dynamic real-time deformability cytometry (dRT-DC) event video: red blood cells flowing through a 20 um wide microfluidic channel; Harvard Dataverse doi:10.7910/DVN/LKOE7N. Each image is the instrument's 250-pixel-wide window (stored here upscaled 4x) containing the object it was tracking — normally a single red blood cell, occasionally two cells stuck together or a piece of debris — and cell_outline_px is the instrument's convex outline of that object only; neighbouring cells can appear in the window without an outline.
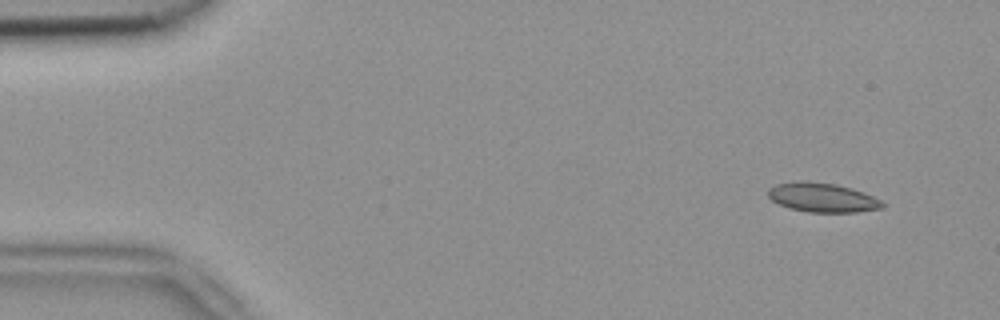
{"species": "common noctule bat (a hibernating species)", "species_latin": "Nyctalus noctula", "temperature_condition": "room temperature", "stored_images_in_passage": 5, "camera_frame_rate_fps": 3000, "um_per_image_px": 0.085, "animal": {"sex": "female", "body_mass_g": 18.4}, "frame": {"image": 1, "passage_image": 1, "time_ms": 0.0, "image_size_px": [1000, 320], "cell_outline_px": [[884, 208], [856, 212], [808, 212], [788, 208], [772, 200], [768, 196], [768, 188], [776, 184], [800, 180], [804, 180], [836, 184], [852, 188], [864, 192], [880, 200], [884, 204]], "centroid_in_image_um": [69.89, 16.78], "position_along_channel_um": 15.1, "area_um2": 19.59}}
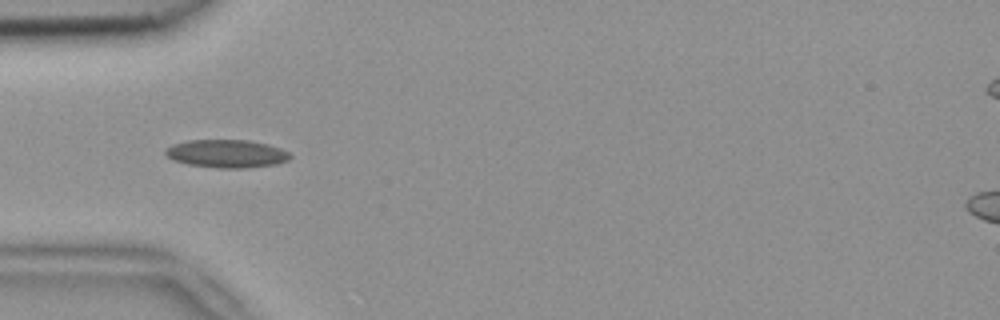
{"frame": {"image": 2, "passage_image": 4, "time_ms": 1.0, "image_size_px": [1000, 320], "cell_outline_px": [[292, 156], [288, 160], [276, 164], [248, 168], [216, 168], [188, 164], [172, 160], [164, 152], [164, 148], [172, 144], [188, 140], [248, 140], [268, 144], [280, 148], [288, 152]], "centroid_in_image_um": [19.24, 13.06], "position_along_channel_um": 65.8, "area_um2": 20.52}}